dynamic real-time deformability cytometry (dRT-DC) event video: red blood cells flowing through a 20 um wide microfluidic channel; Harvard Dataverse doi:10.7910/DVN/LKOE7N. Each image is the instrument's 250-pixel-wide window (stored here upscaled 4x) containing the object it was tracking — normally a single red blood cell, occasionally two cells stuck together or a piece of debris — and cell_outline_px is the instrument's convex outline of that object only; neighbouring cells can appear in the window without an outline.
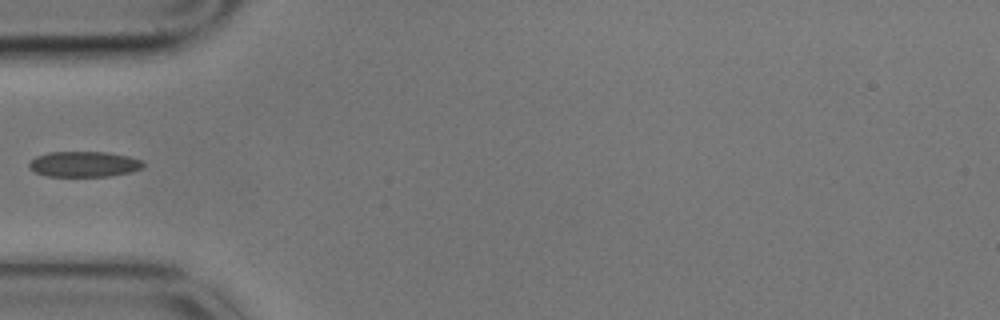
{"species": "common noctule bat (a hibernating species)", "species_latin": "Nyctalus noctula", "temperature_condition": "cold", "stored_images_in_passage": 5, "segment_of_instrument_passage": [2, 2], "camera_frame_rate_fps": 3000, "um_per_image_px": 0.085, "animal": {"sex": "male", "body_mass_g": 17.9}, "frame": {"image": 1, "passage_image": 5, "time_ms": 1.333, "image_size_px": [1000, 320], "cell_outline_px": [[144, 168], [128, 172], [108, 176], [44, 176], [28, 168], [28, 164], [36, 156], [48, 152], [108, 152], [128, 156], [140, 160], [144, 164]], "centroid_in_image_um": [7.11, 13.95], "position_along_channel_um": 77.9, "area_um2": 16.94}}